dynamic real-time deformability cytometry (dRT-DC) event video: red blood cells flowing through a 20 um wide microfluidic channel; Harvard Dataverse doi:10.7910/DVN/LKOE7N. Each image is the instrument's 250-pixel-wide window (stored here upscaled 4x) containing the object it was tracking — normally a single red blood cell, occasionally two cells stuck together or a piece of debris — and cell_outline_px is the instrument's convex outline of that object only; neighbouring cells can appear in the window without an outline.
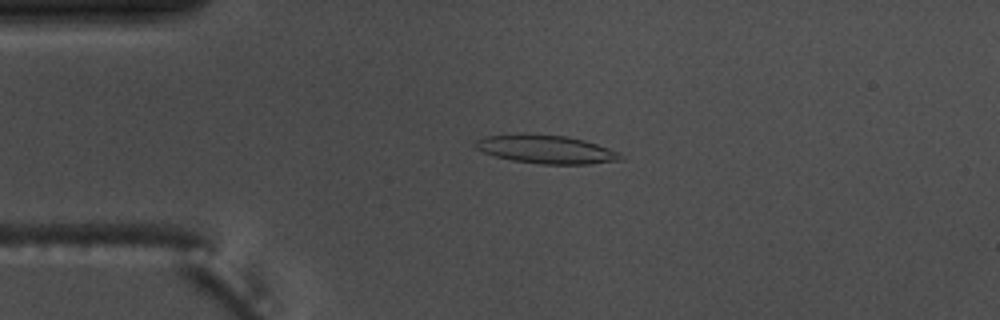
{"species": "common noctule bat (a hibernating species)", "species_latin": "Nyctalus noctula", "temperature_condition": "warm", "stored_images_in_passage": 54, "camera_frame_rate_fps": 3000, "um_per_image_px": 0.085, "animal": {"sex": "male", "body_mass_g": 17.5, "forearm_length_mm": 52.3}, "frame": {"image": 1, "passage_image": 12, "time_ms": 3.667, "image_size_px": [1000, 320], "cell_outline_px": [[624, 160], [588, 164], [540, 164], [512, 160], [496, 156], [484, 152], [476, 148], [472, 144], [476, 140], [484, 136], [520, 132], [568, 136], [584, 140], [620, 152], [624, 156]], "centroid_in_image_um": [46.4, 12.67], "position_along_channel_um": 38.6, "area_um2": 24.51}}
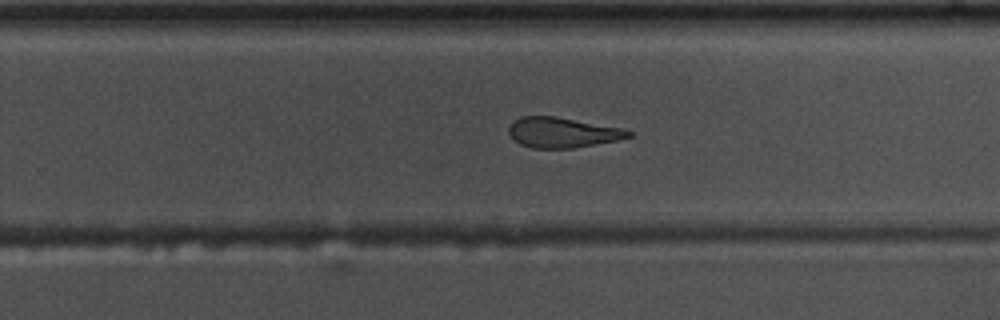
{"frame": {"image": 2, "passage_image": 34, "time_ms": 11.0, "image_size_px": [1000, 320], "cell_outline_px": [[636, 132], [632, 136], [616, 140], [572, 148], [532, 148], [520, 144], [508, 132], [508, 128], [512, 120], [520, 116], [556, 116], [624, 128]], "centroid_in_image_um": [47.82, 11.24], "position_along_channel_um": 282.0, "area_um2": 21.21}}
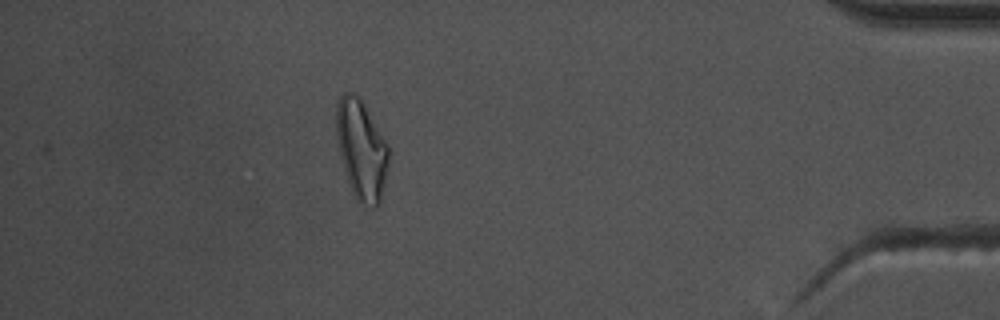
{"frame": {"image": 3, "passage_image": 48, "time_ms": 15.667, "image_size_px": [1000, 320], "cell_outline_px": [[388, 160], [384, 184], [380, 200], [372, 208], [356, 200], [348, 180], [344, 168], [340, 152], [336, 132], [336, 104], [340, 96], [344, 92], [352, 92], [364, 104], [388, 144]], "centroid_in_image_um": [30.71, 12.69], "position_along_channel_um": 404.5, "area_um2": 29.71}, "authors_computed_cell_mechanics": {"area_um2": 23.4668, "velocity_mm_per_s": 3.7001, "shape_relaxation_time_tau1_ms": 6.2557, "shape_relaxation_time_tau2_ms": 4.3314, "deformation_change_tau1": 0.2093, "deformation_change_tau2": 0.1599}}